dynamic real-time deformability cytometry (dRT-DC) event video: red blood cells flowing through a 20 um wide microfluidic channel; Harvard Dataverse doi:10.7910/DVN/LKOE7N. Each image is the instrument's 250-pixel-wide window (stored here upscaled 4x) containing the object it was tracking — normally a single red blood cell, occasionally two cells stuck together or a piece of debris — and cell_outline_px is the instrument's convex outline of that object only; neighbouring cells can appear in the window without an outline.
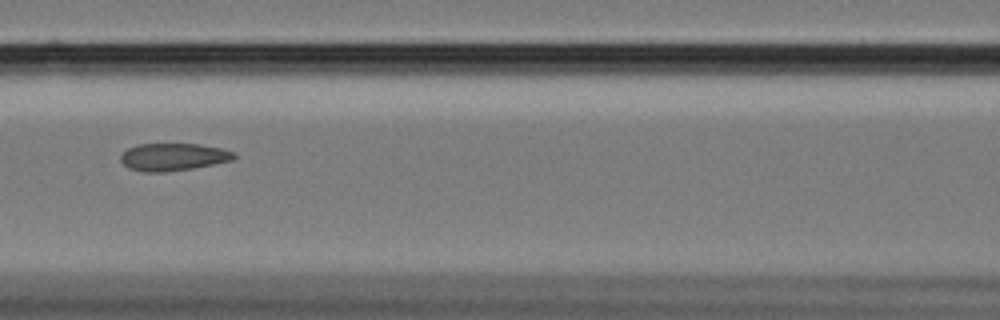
{"species": "Egyptian fruit bat (a non-hibernating species)", "species_latin": "Rousettus aegyptiacus", "temperature_condition": "cold", "stored_images_in_passage": 59, "camera_frame_rate_fps": 3000, "um_per_image_px": 0.085, "animal": {"sex": "female"}, "frame": {"image": 1, "passage_image": 27, "time_ms": 8.667, "image_size_px": [1000, 320], "cell_outline_px": [[236, 156], [232, 160], [192, 168], [164, 172], [144, 172], [128, 168], [120, 160], [120, 156], [128, 148], [136, 144], [200, 144], [224, 148], [236, 152]], "centroid_in_image_um": [14.73, 13.33], "position_along_channel_um": 151.9, "area_um2": 18.21}}
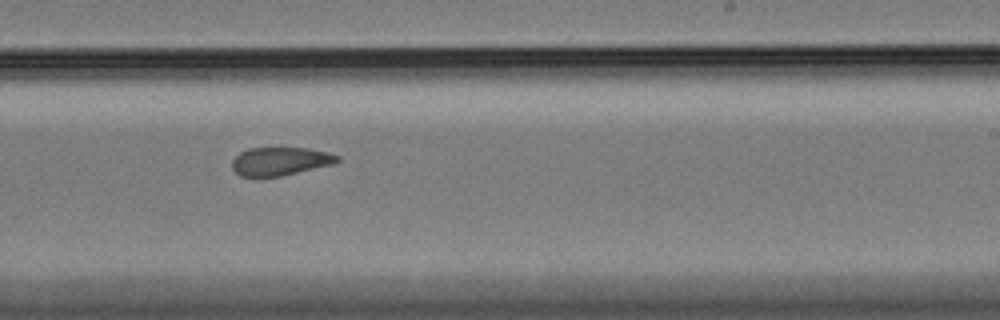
{"frame": {"image": 2, "passage_image": 37, "time_ms": 12.0, "image_size_px": [1000, 320], "cell_outline_px": [[340, 160], [332, 164], [280, 176], [240, 176], [232, 168], [232, 160], [240, 152], [248, 148], [308, 148], [328, 152], [340, 156]], "centroid_in_image_um": [23.81, 13.69], "position_along_channel_um": 265.2, "area_um2": 17.17}}
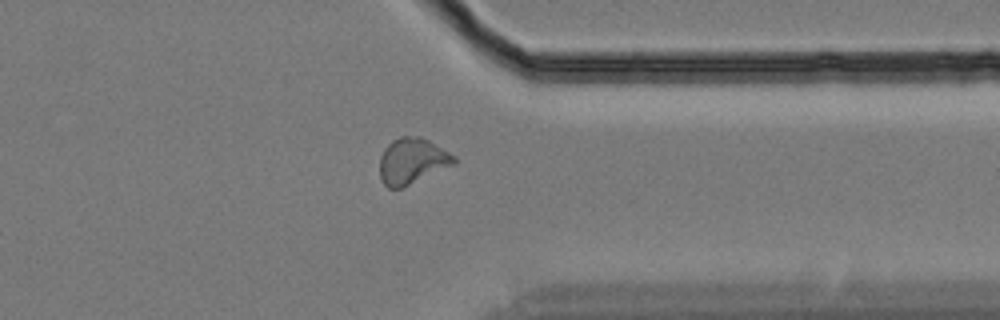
{"frame": {"image": 3, "passage_image": 47, "time_ms": 15.333, "image_size_px": [1000, 320], "cell_outline_px": [[456, 164], [404, 188], [388, 188], [380, 180], [380, 156], [384, 148], [392, 140], [400, 136], [420, 136], [428, 140], [456, 156]], "centroid_in_image_um": [35.03, 13.7], "position_along_channel_um": 376.4, "area_um2": 20.23}, "authors_computed_cell_mechanics": {"area_um2": 18.9006, "velocity_mm_per_s": 3.4146, "shape_relaxation_time_tau1_ms": null, "shape_relaxation_time_tau2_ms": 2.0568, "deformation_change_tau1": null, "deformation_change_tau2": 0.063}}